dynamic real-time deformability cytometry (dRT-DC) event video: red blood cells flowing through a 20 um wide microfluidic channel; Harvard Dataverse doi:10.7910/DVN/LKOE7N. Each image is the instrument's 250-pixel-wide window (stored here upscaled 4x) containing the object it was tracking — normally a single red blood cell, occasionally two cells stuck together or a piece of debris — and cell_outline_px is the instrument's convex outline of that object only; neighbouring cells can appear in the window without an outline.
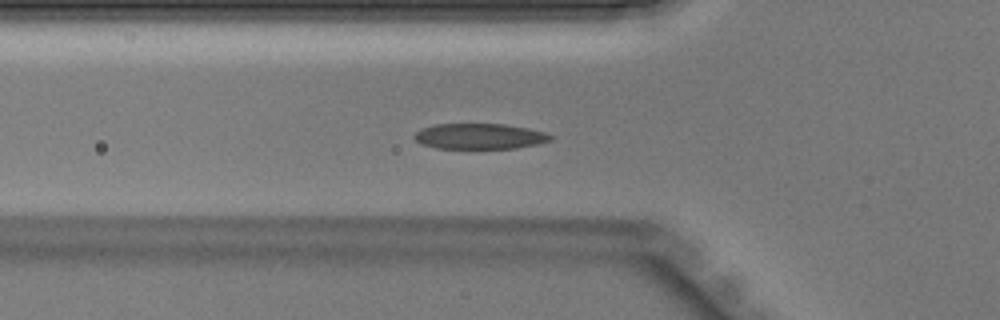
{"species": "Egyptian fruit bat (a non-hibernating species)", "species_latin": "Rousettus aegyptiacus", "temperature_condition": "warm", "stored_images_in_passage": 32, "camera_frame_rate_fps": 3000, "um_per_image_px": 0.085, "animal": {"sex": "male"}, "frame": {"image": 1, "passage_image": 2, "time_ms": 0.333, "image_size_px": [1000, 320], "cell_outline_px": [[552, 140], [536, 144], [516, 148], [436, 148], [420, 144], [412, 136], [420, 128], [436, 124], [504, 124], [528, 128], [544, 132], [552, 136]], "centroid_in_image_um": [40.72, 11.58], "position_along_channel_um": 85.1, "area_um2": 20.29}}
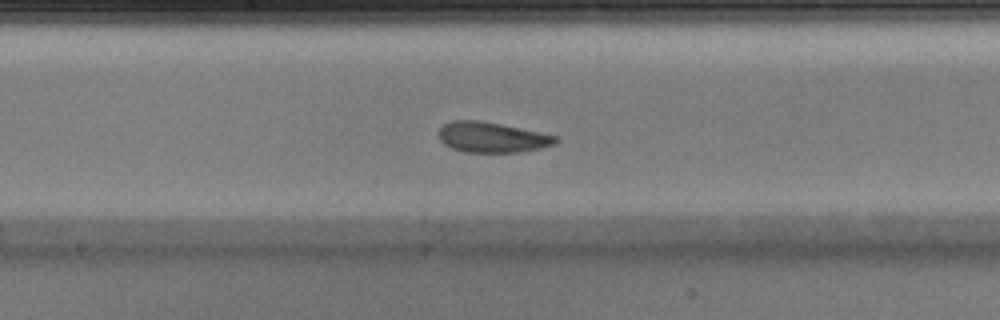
{"frame": {"image": 2, "passage_image": 10, "time_ms": 3.0, "image_size_px": [1000, 320], "cell_outline_px": [[560, 140], [552, 144], [540, 148], [516, 152], [464, 152], [452, 148], [444, 144], [440, 140], [436, 132], [444, 124], [452, 120], [480, 120], [520, 128], [556, 136]], "centroid_in_image_um": [41.75, 11.66], "position_along_channel_um": 206.5, "area_um2": 20.58}}
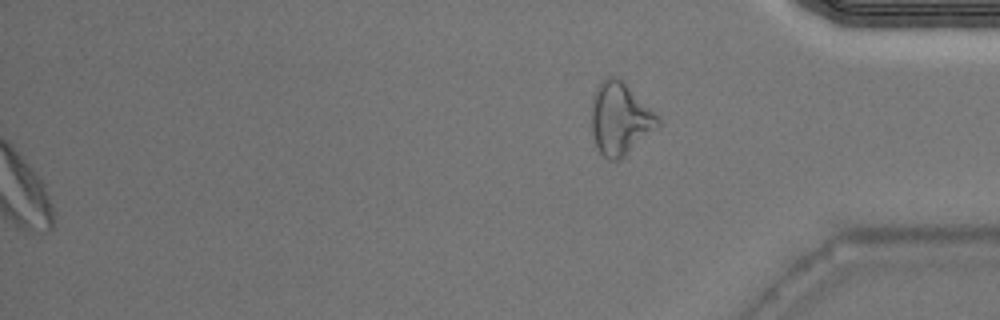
{"frame": {"image": 3, "passage_image": 32, "time_ms": 10.333, "image_size_px": [1000, 320], "cell_outline_px": [[660, 124], [656, 128], [624, 156], [616, 160], [608, 160], [600, 152], [596, 144], [592, 132], [592, 100], [600, 84], [608, 76], [616, 76], [660, 116]], "centroid_in_image_um": [52.71, 10.1], "position_along_channel_um": 382.5, "area_um2": 27.28}}